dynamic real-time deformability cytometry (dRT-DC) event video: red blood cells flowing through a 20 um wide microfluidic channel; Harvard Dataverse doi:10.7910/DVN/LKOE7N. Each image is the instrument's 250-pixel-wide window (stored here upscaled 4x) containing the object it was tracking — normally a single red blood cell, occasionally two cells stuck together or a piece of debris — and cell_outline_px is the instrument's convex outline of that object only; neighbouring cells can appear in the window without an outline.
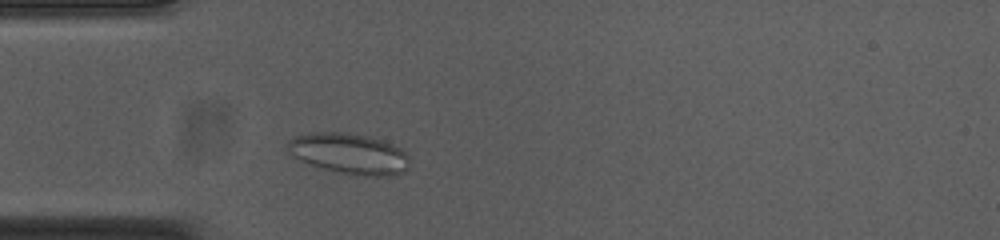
{"species": "common noctule bat (a hibernating species)", "species_latin": "Nyctalus noctula", "temperature_condition": "cold", "stored_images_in_passage": 36, "camera_frame_rate_fps": 3000, "um_per_image_px": 0.085, "animal": {"sex": "female", "body_mass_g": 23.0, "forearm_length_mm": 53.4}, "frame": {"image": 1, "passage_image": 6, "time_ms": 1.667, "image_size_px": [1000, 240], "cell_outline_px": [[408, 168], [404, 172], [388, 176], [356, 176], [324, 168], [300, 160], [292, 156], [284, 148], [288, 140], [296, 136], [308, 132], [344, 132], [368, 136], [384, 140], [400, 148], [408, 156]], "centroid_in_image_um": [29.65, 13.05], "position_along_channel_um": 55.3, "area_um2": 29.13}}
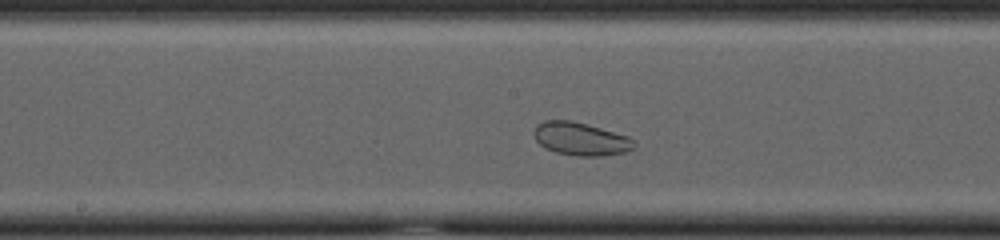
{"frame": {"image": 2, "passage_image": 18, "time_ms": 5.667, "image_size_px": [1000, 240], "cell_outline_px": [[636, 144], [632, 148], [624, 152], [604, 156], [576, 156], [556, 152], [544, 148], [536, 140], [532, 132], [536, 124], [544, 120], [568, 120], [600, 128], [628, 136]], "centroid_in_image_um": [49.3, 11.81], "position_along_channel_um": 198.9, "area_um2": 19.19}}
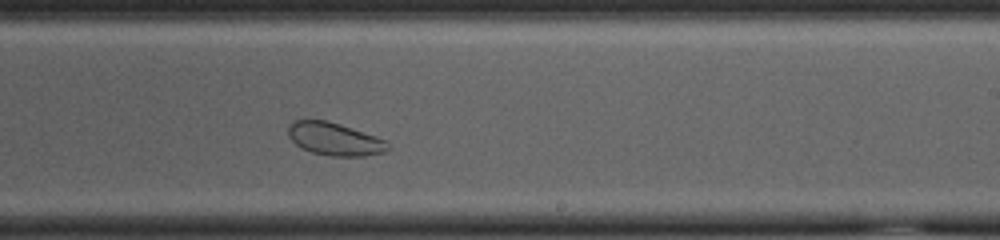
{"frame": {"image": 3, "passage_image": 23, "time_ms": 7.333, "image_size_px": [1000, 240], "cell_outline_px": [[388, 148], [384, 152], [364, 156], [332, 156], [312, 152], [300, 148], [288, 136], [288, 124], [296, 120], [328, 120], [388, 140]], "centroid_in_image_um": [28.43, 11.81], "position_along_channel_um": 260.6, "area_um2": 19.07}, "authors_computed_cell_mechanics": {"area_um2": 23.5535, "velocity_mm_per_s": 3.7202, "shape_relaxation_time_tau1_ms": null, "shape_relaxation_time_tau2_ms": 2.8991, "deformation_change_tau1": null, "deformation_change_tau2": 0.0677}}